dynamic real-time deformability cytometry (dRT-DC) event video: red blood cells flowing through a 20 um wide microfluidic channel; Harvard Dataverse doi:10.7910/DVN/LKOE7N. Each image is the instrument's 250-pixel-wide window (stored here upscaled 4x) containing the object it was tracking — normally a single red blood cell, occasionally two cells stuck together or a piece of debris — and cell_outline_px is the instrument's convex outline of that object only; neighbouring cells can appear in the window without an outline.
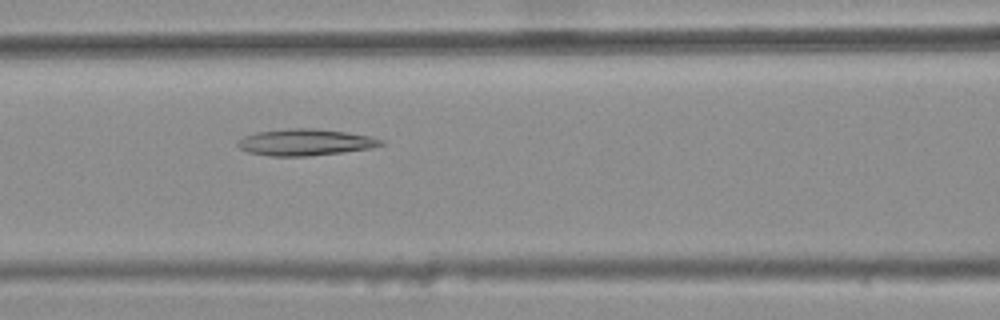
{"species": "common noctule bat (a hibernating species)", "species_latin": "Nyctalus noctula", "temperature_condition": "warm", "stored_images_in_passage": 37, "camera_frame_rate_fps": 3000, "um_per_image_px": 0.085, "animal": {"sex": "female", "body_mass_g": 25.1}, "frame": {"image": 1, "passage_image": 11, "time_ms": 3.333, "image_size_px": [1000, 320], "cell_outline_px": [[384, 144], [372, 148], [308, 156], [268, 156], [248, 152], [240, 148], [236, 144], [244, 136], [256, 132], [284, 128], [312, 128], [344, 132], [372, 136], [384, 140]], "centroid_in_image_um": [25.94, 12.09], "position_along_channel_um": 140.7, "area_um2": 22.14}}
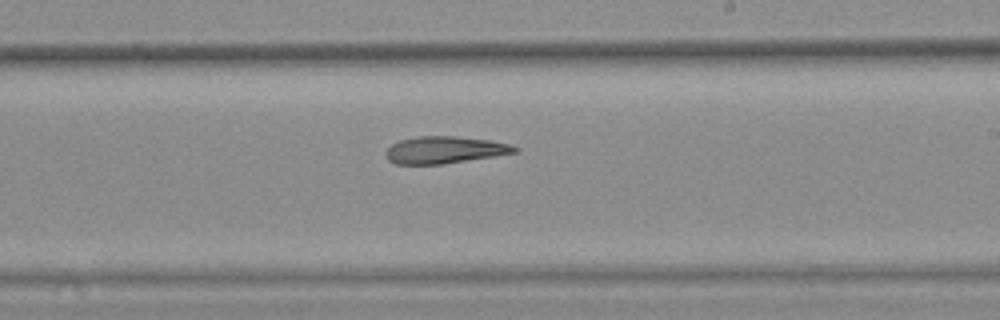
{"frame": {"image": 2, "passage_image": 20, "time_ms": 6.333, "image_size_px": [1000, 320], "cell_outline_px": [[520, 152], [440, 164], [396, 164], [388, 160], [384, 156], [384, 152], [392, 144], [400, 140], [416, 136], [456, 136], [488, 140], [508, 144], [520, 148]], "centroid_in_image_um": [37.76, 12.74], "position_along_channel_um": 251.2, "area_um2": 20.29}}
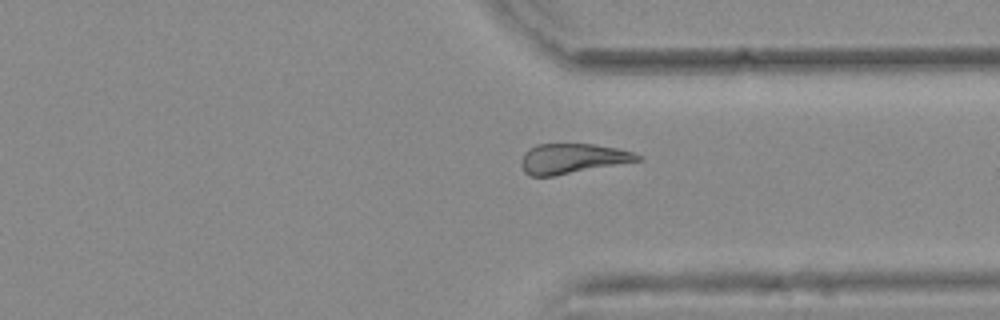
{"frame": {"image": 3, "passage_image": 29, "time_ms": 9.333, "image_size_px": [1000, 320], "cell_outline_px": [[640, 160], [552, 176], [528, 176], [524, 172], [520, 164], [520, 160], [524, 152], [528, 148], [536, 144], [592, 144], [616, 148], [632, 152], [640, 156]], "centroid_in_image_um": [48.55, 13.47], "position_along_channel_um": 362.8, "area_um2": 20.11}}